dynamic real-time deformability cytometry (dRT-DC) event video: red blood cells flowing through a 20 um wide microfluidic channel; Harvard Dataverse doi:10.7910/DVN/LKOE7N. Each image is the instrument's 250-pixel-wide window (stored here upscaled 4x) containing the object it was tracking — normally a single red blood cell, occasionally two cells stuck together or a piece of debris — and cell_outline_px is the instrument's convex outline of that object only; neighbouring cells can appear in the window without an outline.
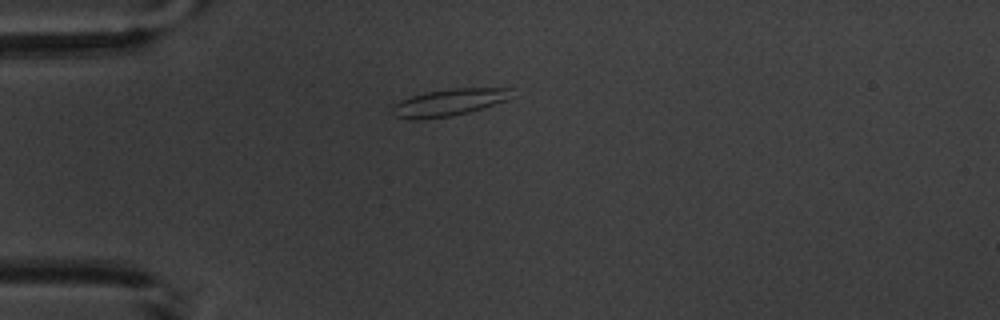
{"species": "common noctule bat (a hibernating species)", "species_latin": "Nyctalus noctula", "temperature_condition": "warm", "stored_images_in_passage": 12, "camera_frame_rate_fps": 3000, "um_per_image_px": 0.085, "animal": {"sex": "male", "body_mass_g": 20.1, "forearm_length_mm": 53.5}, "frame": {"image": 1, "passage_image": 1, "time_ms": 0.0, "image_size_px": [1000, 320], "cell_outline_px": [[512, 88], [504, 100], [468, 112], [452, 116], [396, 116], [392, 112], [392, 104], [400, 100], [412, 96], [428, 92], [452, 88]], "centroid_in_image_um": [38.15, 8.65], "position_along_channel_um": 46.8, "area_um2": 17.4}}
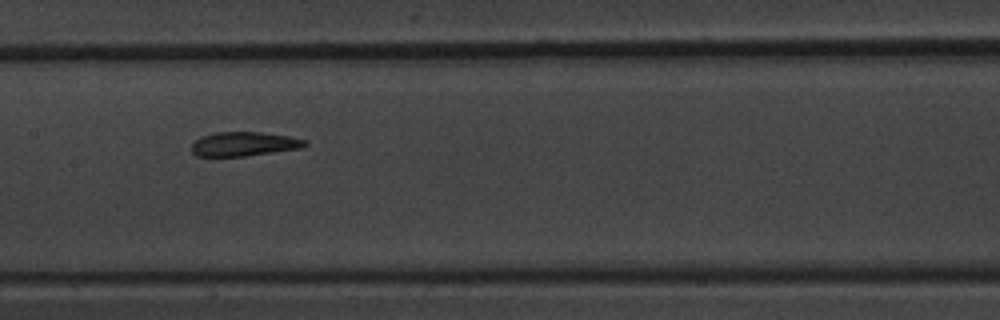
{"frame": {"image": 2, "passage_image": 5, "time_ms": 4.333, "image_size_px": [1000, 320], "cell_outline_px": [[308, 144], [300, 148], [244, 156], [196, 156], [192, 152], [192, 144], [200, 136], [216, 132], [260, 132], [288, 136], [308, 140]], "centroid_in_image_um": [20.73, 12.23], "position_along_channel_um": 186.7, "area_um2": 15.9}}
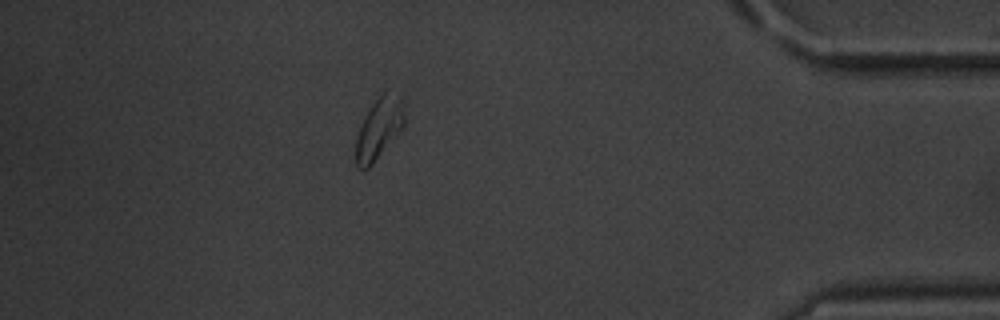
{"frame": {"image": 3, "passage_image": 11, "time_ms": 11.333, "image_size_px": [1000, 320], "cell_outline_px": [[404, 124], [400, 132], [372, 164], [368, 168], [356, 168], [356, 140], [360, 128], [372, 104], [384, 92], [404, 96]], "centroid_in_image_um": [32.25, 10.92], "position_along_channel_um": 402.9, "area_um2": 16.99}, "authors_computed_cell_mechanics": {"area_um2": 16.6175, "velocity_mm_per_s": 3.6638, "shape_relaxation_time_tau1_ms": 5.8806, "shape_relaxation_time_tau2_ms": 2.1761, "deformation_change_tau1": 0.122, "deformation_change_tau2": 0.0497}}